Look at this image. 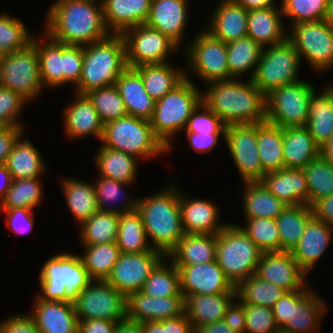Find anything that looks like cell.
<instances>
[{
    "label": "cell",
    "mask_w": 333,
    "mask_h": 333,
    "mask_svg": "<svg viewBox=\"0 0 333 333\" xmlns=\"http://www.w3.org/2000/svg\"><path fill=\"white\" fill-rule=\"evenodd\" d=\"M3 53L0 51V62H1V60H2V58H3Z\"/></svg>",
    "instance_id": "obj_79"
},
{
    "label": "cell",
    "mask_w": 333,
    "mask_h": 333,
    "mask_svg": "<svg viewBox=\"0 0 333 333\" xmlns=\"http://www.w3.org/2000/svg\"><path fill=\"white\" fill-rule=\"evenodd\" d=\"M0 211L6 215V228H9L17 236L20 234H28L30 231H33V215L35 213L33 209L19 207Z\"/></svg>",
    "instance_id": "obj_61"
},
{
    "label": "cell",
    "mask_w": 333,
    "mask_h": 333,
    "mask_svg": "<svg viewBox=\"0 0 333 333\" xmlns=\"http://www.w3.org/2000/svg\"><path fill=\"white\" fill-rule=\"evenodd\" d=\"M255 275L287 292L311 287L307 282L308 274L298 265L290 251L262 253Z\"/></svg>",
    "instance_id": "obj_18"
},
{
    "label": "cell",
    "mask_w": 333,
    "mask_h": 333,
    "mask_svg": "<svg viewBox=\"0 0 333 333\" xmlns=\"http://www.w3.org/2000/svg\"><path fill=\"white\" fill-rule=\"evenodd\" d=\"M127 68L125 42L121 34L83 46V65L75 93L85 95L91 90L115 85Z\"/></svg>",
    "instance_id": "obj_4"
},
{
    "label": "cell",
    "mask_w": 333,
    "mask_h": 333,
    "mask_svg": "<svg viewBox=\"0 0 333 333\" xmlns=\"http://www.w3.org/2000/svg\"><path fill=\"white\" fill-rule=\"evenodd\" d=\"M327 84L333 90V82L332 83H327Z\"/></svg>",
    "instance_id": "obj_77"
},
{
    "label": "cell",
    "mask_w": 333,
    "mask_h": 333,
    "mask_svg": "<svg viewBox=\"0 0 333 333\" xmlns=\"http://www.w3.org/2000/svg\"><path fill=\"white\" fill-rule=\"evenodd\" d=\"M192 38L186 43L183 49L185 51L182 53V55L185 53L183 56L187 64L185 75L192 72V76L195 75L204 84L234 79L228 68L226 43L215 38L205 29Z\"/></svg>",
    "instance_id": "obj_9"
},
{
    "label": "cell",
    "mask_w": 333,
    "mask_h": 333,
    "mask_svg": "<svg viewBox=\"0 0 333 333\" xmlns=\"http://www.w3.org/2000/svg\"><path fill=\"white\" fill-rule=\"evenodd\" d=\"M202 102L225 126L266 121L265 95L251 79H230L205 84Z\"/></svg>",
    "instance_id": "obj_2"
},
{
    "label": "cell",
    "mask_w": 333,
    "mask_h": 333,
    "mask_svg": "<svg viewBox=\"0 0 333 333\" xmlns=\"http://www.w3.org/2000/svg\"><path fill=\"white\" fill-rule=\"evenodd\" d=\"M29 313L40 333H78L79 320L73 303L44 301L36 294Z\"/></svg>",
    "instance_id": "obj_26"
},
{
    "label": "cell",
    "mask_w": 333,
    "mask_h": 333,
    "mask_svg": "<svg viewBox=\"0 0 333 333\" xmlns=\"http://www.w3.org/2000/svg\"><path fill=\"white\" fill-rule=\"evenodd\" d=\"M81 246L84 249L79 256L90 278L92 280L106 281L121 254L117 243Z\"/></svg>",
    "instance_id": "obj_47"
},
{
    "label": "cell",
    "mask_w": 333,
    "mask_h": 333,
    "mask_svg": "<svg viewBox=\"0 0 333 333\" xmlns=\"http://www.w3.org/2000/svg\"><path fill=\"white\" fill-rule=\"evenodd\" d=\"M5 126L0 122V131L4 128Z\"/></svg>",
    "instance_id": "obj_80"
},
{
    "label": "cell",
    "mask_w": 333,
    "mask_h": 333,
    "mask_svg": "<svg viewBox=\"0 0 333 333\" xmlns=\"http://www.w3.org/2000/svg\"><path fill=\"white\" fill-rule=\"evenodd\" d=\"M126 309L129 320L161 321L184 314V297H150L138 291L127 296Z\"/></svg>",
    "instance_id": "obj_27"
},
{
    "label": "cell",
    "mask_w": 333,
    "mask_h": 333,
    "mask_svg": "<svg viewBox=\"0 0 333 333\" xmlns=\"http://www.w3.org/2000/svg\"><path fill=\"white\" fill-rule=\"evenodd\" d=\"M303 171L308 187V205L333 194V165L321 156L307 164Z\"/></svg>",
    "instance_id": "obj_52"
},
{
    "label": "cell",
    "mask_w": 333,
    "mask_h": 333,
    "mask_svg": "<svg viewBox=\"0 0 333 333\" xmlns=\"http://www.w3.org/2000/svg\"><path fill=\"white\" fill-rule=\"evenodd\" d=\"M180 276L181 293L212 295L236 292V287L227 279L216 260L198 265H175Z\"/></svg>",
    "instance_id": "obj_19"
},
{
    "label": "cell",
    "mask_w": 333,
    "mask_h": 333,
    "mask_svg": "<svg viewBox=\"0 0 333 333\" xmlns=\"http://www.w3.org/2000/svg\"><path fill=\"white\" fill-rule=\"evenodd\" d=\"M314 289L293 291V314L281 329L284 333H319L322 318L328 308L325 300Z\"/></svg>",
    "instance_id": "obj_22"
},
{
    "label": "cell",
    "mask_w": 333,
    "mask_h": 333,
    "mask_svg": "<svg viewBox=\"0 0 333 333\" xmlns=\"http://www.w3.org/2000/svg\"><path fill=\"white\" fill-rule=\"evenodd\" d=\"M315 85L300 80L272 89L265 95L266 121L282 128L305 127L309 116V100Z\"/></svg>",
    "instance_id": "obj_11"
},
{
    "label": "cell",
    "mask_w": 333,
    "mask_h": 333,
    "mask_svg": "<svg viewBox=\"0 0 333 333\" xmlns=\"http://www.w3.org/2000/svg\"><path fill=\"white\" fill-rule=\"evenodd\" d=\"M283 20L281 6L249 10L247 36L262 47L281 43L288 33Z\"/></svg>",
    "instance_id": "obj_29"
},
{
    "label": "cell",
    "mask_w": 333,
    "mask_h": 333,
    "mask_svg": "<svg viewBox=\"0 0 333 333\" xmlns=\"http://www.w3.org/2000/svg\"><path fill=\"white\" fill-rule=\"evenodd\" d=\"M83 65V46L64 44V85L79 83Z\"/></svg>",
    "instance_id": "obj_60"
},
{
    "label": "cell",
    "mask_w": 333,
    "mask_h": 333,
    "mask_svg": "<svg viewBox=\"0 0 333 333\" xmlns=\"http://www.w3.org/2000/svg\"><path fill=\"white\" fill-rule=\"evenodd\" d=\"M42 33V38L34 35L32 39L38 53L42 85L44 89L61 88L64 86V44Z\"/></svg>",
    "instance_id": "obj_32"
},
{
    "label": "cell",
    "mask_w": 333,
    "mask_h": 333,
    "mask_svg": "<svg viewBox=\"0 0 333 333\" xmlns=\"http://www.w3.org/2000/svg\"><path fill=\"white\" fill-rule=\"evenodd\" d=\"M100 144L128 153L140 161L168 153V148L155 135L150 121L131 115L105 123Z\"/></svg>",
    "instance_id": "obj_7"
},
{
    "label": "cell",
    "mask_w": 333,
    "mask_h": 333,
    "mask_svg": "<svg viewBox=\"0 0 333 333\" xmlns=\"http://www.w3.org/2000/svg\"><path fill=\"white\" fill-rule=\"evenodd\" d=\"M246 220V221H245ZM238 225L253 243L264 252H280L281 238L275 219L248 218Z\"/></svg>",
    "instance_id": "obj_53"
},
{
    "label": "cell",
    "mask_w": 333,
    "mask_h": 333,
    "mask_svg": "<svg viewBox=\"0 0 333 333\" xmlns=\"http://www.w3.org/2000/svg\"><path fill=\"white\" fill-rule=\"evenodd\" d=\"M318 92L314 89L309 100V116L305 126L321 147L333 136V90L327 85Z\"/></svg>",
    "instance_id": "obj_36"
},
{
    "label": "cell",
    "mask_w": 333,
    "mask_h": 333,
    "mask_svg": "<svg viewBox=\"0 0 333 333\" xmlns=\"http://www.w3.org/2000/svg\"><path fill=\"white\" fill-rule=\"evenodd\" d=\"M189 0H152L150 14L145 24L160 31L180 49L183 43L188 18ZM184 48H181L182 46Z\"/></svg>",
    "instance_id": "obj_21"
},
{
    "label": "cell",
    "mask_w": 333,
    "mask_h": 333,
    "mask_svg": "<svg viewBox=\"0 0 333 333\" xmlns=\"http://www.w3.org/2000/svg\"><path fill=\"white\" fill-rule=\"evenodd\" d=\"M91 1H96L102 4L104 0H91Z\"/></svg>",
    "instance_id": "obj_78"
},
{
    "label": "cell",
    "mask_w": 333,
    "mask_h": 333,
    "mask_svg": "<svg viewBox=\"0 0 333 333\" xmlns=\"http://www.w3.org/2000/svg\"><path fill=\"white\" fill-rule=\"evenodd\" d=\"M289 27L287 39L299 53L301 62L305 59L316 74L333 69L332 25L321 20L295 23Z\"/></svg>",
    "instance_id": "obj_12"
},
{
    "label": "cell",
    "mask_w": 333,
    "mask_h": 333,
    "mask_svg": "<svg viewBox=\"0 0 333 333\" xmlns=\"http://www.w3.org/2000/svg\"><path fill=\"white\" fill-rule=\"evenodd\" d=\"M205 28L212 36L228 44L247 36L248 10L234 0H219Z\"/></svg>",
    "instance_id": "obj_23"
},
{
    "label": "cell",
    "mask_w": 333,
    "mask_h": 333,
    "mask_svg": "<svg viewBox=\"0 0 333 333\" xmlns=\"http://www.w3.org/2000/svg\"><path fill=\"white\" fill-rule=\"evenodd\" d=\"M313 217L309 205L287 206L275 219L281 238V251H290L298 244L308 221Z\"/></svg>",
    "instance_id": "obj_45"
},
{
    "label": "cell",
    "mask_w": 333,
    "mask_h": 333,
    "mask_svg": "<svg viewBox=\"0 0 333 333\" xmlns=\"http://www.w3.org/2000/svg\"><path fill=\"white\" fill-rule=\"evenodd\" d=\"M242 182L264 177L257 143V123L233 124L225 128L224 139Z\"/></svg>",
    "instance_id": "obj_16"
},
{
    "label": "cell",
    "mask_w": 333,
    "mask_h": 333,
    "mask_svg": "<svg viewBox=\"0 0 333 333\" xmlns=\"http://www.w3.org/2000/svg\"><path fill=\"white\" fill-rule=\"evenodd\" d=\"M261 182L288 206L308 205V187L303 169L284 168L267 172Z\"/></svg>",
    "instance_id": "obj_28"
},
{
    "label": "cell",
    "mask_w": 333,
    "mask_h": 333,
    "mask_svg": "<svg viewBox=\"0 0 333 333\" xmlns=\"http://www.w3.org/2000/svg\"><path fill=\"white\" fill-rule=\"evenodd\" d=\"M152 0H104L103 15L111 34L145 24L150 14Z\"/></svg>",
    "instance_id": "obj_30"
},
{
    "label": "cell",
    "mask_w": 333,
    "mask_h": 333,
    "mask_svg": "<svg viewBox=\"0 0 333 333\" xmlns=\"http://www.w3.org/2000/svg\"><path fill=\"white\" fill-rule=\"evenodd\" d=\"M42 182L40 178L13 179L11 187L0 202V210L19 207L33 210L39 208L44 198Z\"/></svg>",
    "instance_id": "obj_50"
},
{
    "label": "cell",
    "mask_w": 333,
    "mask_h": 333,
    "mask_svg": "<svg viewBox=\"0 0 333 333\" xmlns=\"http://www.w3.org/2000/svg\"><path fill=\"white\" fill-rule=\"evenodd\" d=\"M245 318L243 303L236 298L228 307L223 321L235 332L244 333L245 331Z\"/></svg>",
    "instance_id": "obj_64"
},
{
    "label": "cell",
    "mask_w": 333,
    "mask_h": 333,
    "mask_svg": "<svg viewBox=\"0 0 333 333\" xmlns=\"http://www.w3.org/2000/svg\"><path fill=\"white\" fill-rule=\"evenodd\" d=\"M284 19L290 26L301 22L325 20L329 0H280Z\"/></svg>",
    "instance_id": "obj_56"
},
{
    "label": "cell",
    "mask_w": 333,
    "mask_h": 333,
    "mask_svg": "<svg viewBox=\"0 0 333 333\" xmlns=\"http://www.w3.org/2000/svg\"><path fill=\"white\" fill-rule=\"evenodd\" d=\"M325 20L333 26V0H329L328 10L325 17Z\"/></svg>",
    "instance_id": "obj_76"
},
{
    "label": "cell",
    "mask_w": 333,
    "mask_h": 333,
    "mask_svg": "<svg viewBox=\"0 0 333 333\" xmlns=\"http://www.w3.org/2000/svg\"><path fill=\"white\" fill-rule=\"evenodd\" d=\"M311 209L314 217L333 226V194L316 201Z\"/></svg>",
    "instance_id": "obj_68"
},
{
    "label": "cell",
    "mask_w": 333,
    "mask_h": 333,
    "mask_svg": "<svg viewBox=\"0 0 333 333\" xmlns=\"http://www.w3.org/2000/svg\"><path fill=\"white\" fill-rule=\"evenodd\" d=\"M333 241V226L312 217L298 244L291 250L292 257L298 265L308 274L322 259L329 244Z\"/></svg>",
    "instance_id": "obj_25"
},
{
    "label": "cell",
    "mask_w": 333,
    "mask_h": 333,
    "mask_svg": "<svg viewBox=\"0 0 333 333\" xmlns=\"http://www.w3.org/2000/svg\"><path fill=\"white\" fill-rule=\"evenodd\" d=\"M165 333H194V328L184 313L175 318L165 319Z\"/></svg>",
    "instance_id": "obj_69"
},
{
    "label": "cell",
    "mask_w": 333,
    "mask_h": 333,
    "mask_svg": "<svg viewBox=\"0 0 333 333\" xmlns=\"http://www.w3.org/2000/svg\"><path fill=\"white\" fill-rule=\"evenodd\" d=\"M287 291L274 283L262 280L257 275H252L243 280L237 287V298L242 303L272 308L273 305Z\"/></svg>",
    "instance_id": "obj_51"
},
{
    "label": "cell",
    "mask_w": 333,
    "mask_h": 333,
    "mask_svg": "<svg viewBox=\"0 0 333 333\" xmlns=\"http://www.w3.org/2000/svg\"><path fill=\"white\" fill-rule=\"evenodd\" d=\"M73 304L78 320L127 318V297L104 280H93Z\"/></svg>",
    "instance_id": "obj_15"
},
{
    "label": "cell",
    "mask_w": 333,
    "mask_h": 333,
    "mask_svg": "<svg viewBox=\"0 0 333 333\" xmlns=\"http://www.w3.org/2000/svg\"><path fill=\"white\" fill-rule=\"evenodd\" d=\"M4 165L12 179L42 178L48 168L39 149L24 134L13 145Z\"/></svg>",
    "instance_id": "obj_34"
},
{
    "label": "cell",
    "mask_w": 333,
    "mask_h": 333,
    "mask_svg": "<svg viewBox=\"0 0 333 333\" xmlns=\"http://www.w3.org/2000/svg\"><path fill=\"white\" fill-rule=\"evenodd\" d=\"M97 175L127 184H134L139 172V159L124 153L99 145L94 156Z\"/></svg>",
    "instance_id": "obj_35"
},
{
    "label": "cell",
    "mask_w": 333,
    "mask_h": 333,
    "mask_svg": "<svg viewBox=\"0 0 333 333\" xmlns=\"http://www.w3.org/2000/svg\"><path fill=\"white\" fill-rule=\"evenodd\" d=\"M276 324L281 330L291 320L293 314V292H286L273 307Z\"/></svg>",
    "instance_id": "obj_66"
},
{
    "label": "cell",
    "mask_w": 333,
    "mask_h": 333,
    "mask_svg": "<svg viewBox=\"0 0 333 333\" xmlns=\"http://www.w3.org/2000/svg\"><path fill=\"white\" fill-rule=\"evenodd\" d=\"M119 214L95 212L79 226L81 245L105 244L117 241Z\"/></svg>",
    "instance_id": "obj_48"
},
{
    "label": "cell",
    "mask_w": 333,
    "mask_h": 333,
    "mask_svg": "<svg viewBox=\"0 0 333 333\" xmlns=\"http://www.w3.org/2000/svg\"><path fill=\"white\" fill-rule=\"evenodd\" d=\"M40 269V291L36 295L44 301L74 303L78 294L93 281L79 254L71 252L54 254Z\"/></svg>",
    "instance_id": "obj_6"
},
{
    "label": "cell",
    "mask_w": 333,
    "mask_h": 333,
    "mask_svg": "<svg viewBox=\"0 0 333 333\" xmlns=\"http://www.w3.org/2000/svg\"><path fill=\"white\" fill-rule=\"evenodd\" d=\"M301 63L299 53L286 39L263 47L251 80L266 95L272 89L300 81Z\"/></svg>",
    "instance_id": "obj_10"
},
{
    "label": "cell",
    "mask_w": 333,
    "mask_h": 333,
    "mask_svg": "<svg viewBox=\"0 0 333 333\" xmlns=\"http://www.w3.org/2000/svg\"><path fill=\"white\" fill-rule=\"evenodd\" d=\"M74 101L61 112L63 129L69 139H83L93 136L101 141L104 124L101 122L92 102L86 95L75 93Z\"/></svg>",
    "instance_id": "obj_24"
},
{
    "label": "cell",
    "mask_w": 333,
    "mask_h": 333,
    "mask_svg": "<svg viewBox=\"0 0 333 333\" xmlns=\"http://www.w3.org/2000/svg\"><path fill=\"white\" fill-rule=\"evenodd\" d=\"M0 85L19 94L28 103L43 93L38 53L33 43L4 54L0 62Z\"/></svg>",
    "instance_id": "obj_13"
},
{
    "label": "cell",
    "mask_w": 333,
    "mask_h": 333,
    "mask_svg": "<svg viewBox=\"0 0 333 333\" xmlns=\"http://www.w3.org/2000/svg\"><path fill=\"white\" fill-rule=\"evenodd\" d=\"M12 176L5 165H0V202L11 187Z\"/></svg>",
    "instance_id": "obj_73"
},
{
    "label": "cell",
    "mask_w": 333,
    "mask_h": 333,
    "mask_svg": "<svg viewBox=\"0 0 333 333\" xmlns=\"http://www.w3.org/2000/svg\"><path fill=\"white\" fill-rule=\"evenodd\" d=\"M140 292L158 298L184 297L178 269L167 257L164 258L151 272Z\"/></svg>",
    "instance_id": "obj_49"
},
{
    "label": "cell",
    "mask_w": 333,
    "mask_h": 333,
    "mask_svg": "<svg viewBox=\"0 0 333 333\" xmlns=\"http://www.w3.org/2000/svg\"><path fill=\"white\" fill-rule=\"evenodd\" d=\"M194 333H235L223 320L194 328Z\"/></svg>",
    "instance_id": "obj_70"
},
{
    "label": "cell",
    "mask_w": 333,
    "mask_h": 333,
    "mask_svg": "<svg viewBox=\"0 0 333 333\" xmlns=\"http://www.w3.org/2000/svg\"><path fill=\"white\" fill-rule=\"evenodd\" d=\"M167 258L174 265H198L216 260V235L185 234Z\"/></svg>",
    "instance_id": "obj_38"
},
{
    "label": "cell",
    "mask_w": 333,
    "mask_h": 333,
    "mask_svg": "<svg viewBox=\"0 0 333 333\" xmlns=\"http://www.w3.org/2000/svg\"><path fill=\"white\" fill-rule=\"evenodd\" d=\"M33 35L20 18L0 12V51L3 54L26 48L32 43Z\"/></svg>",
    "instance_id": "obj_54"
},
{
    "label": "cell",
    "mask_w": 333,
    "mask_h": 333,
    "mask_svg": "<svg viewBox=\"0 0 333 333\" xmlns=\"http://www.w3.org/2000/svg\"><path fill=\"white\" fill-rule=\"evenodd\" d=\"M25 132V127H4L0 131V165L5 164L13 145Z\"/></svg>",
    "instance_id": "obj_65"
},
{
    "label": "cell",
    "mask_w": 333,
    "mask_h": 333,
    "mask_svg": "<svg viewBox=\"0 0 333 333\" xmlns=\"http://www.w3.org/2000/svg\"><path fill=\"white\" fill-rule=\"evenodd\" d=\"M164 258L166 256L155 249L144 253H121L106 281L127 297L142 289Z\"/></svg>",
    "instance_id": "obj_17"
},
{
    "label": "cell",
    "mask_w": 333,
    "mask_h": 333,
    "mask_svg": "<svg viewBox=\"0 0 333 333\" xmlns=\"http://www.w3.org/2000/svg\"><path fill=\"white\" fill-rule=\"evenodd\" d=\"M116 324L105 319L79 320L78 333H114Z\"/></svg>",
    "instance_id": "obj_67"
},
{
    "label": "cell",
    "mask_w": 333,
    "mask_h": 333,
    "mask_svg": "<svg viewBox=\"0 0 333 333\" xmlns=\"http://www.w3.org/2000/svg\"><path fill=\"white\" fill-rule=\"evenodd\" d=\"M243 305L246 313L244 333H277L280 331L272 308L250 303H243Z\"/></svg>",
    "instance_id": "obj_57"
},
{
    "label": "cell",
    "mask_w": 333,
    "mask_h": 333,
    "mask_svg": "<svg viewBox=\"0 0 333 333\" xmlns=\"http://www.w3.org/2000/svg\"><path fill=\"white\" fill-rule=\"evenodd\" d=\"M103 124L127 115L124 101L115 85L91 90L85 94Z\"/></svg>",
    "instance_id": "obj_55"
},
{
    "label": "cell",
    "mask_w": 333,
    "mask_h": 333,
    "mask_svg": "<svg viewBox=\"0 0 333 333\" xmlns=\"http://www.w3.org/2000/svg\"><path fill=\"white\" fill-rule=\"evenodd\" d=\"M143 333H165V319L142 322Z\"/></svg>",
    "instance_id": "obj_74"
},
{
    "label": "cell",
    "mask_w": 333,
    "mask_h": 333,
    "mask_svg": "<svg viewBox=\"0 0 333 333\" xmlns=\"http://www.w3.org/2000/svg\"><path fill=\"white\" fill-rule=\"evenodd\" d=\"M242 206L244 219H276L288 206L272 195L261 181L243 182Z\"/></svg>",
    "instance_id": "obj_41"
},
{
    "label": "cell",
    "mask_w": 333,
    "mask_h": 333,
    "mask_svg": "<svg viewBox=\"0 0 333 333\" xmlns=\"http://www.w3.org/2000/svg\"><path fill=\"white\" fill-rule=\"evenodd\" d=\"M96 176L97 179L95 177L93 184L98 211L122 214L137 209L139 198L133 197L131 194L128 196L124 192V186L131 187L133 184Z\"/></svg>",
    "instance_id": "obj_42"
},
{
    "label": "cell",
    "mask_w": 333,
    "mask_h": 333,
    "mask_svg": "<svg viewBox=\"0 0 333 333\" xmlns=\"http://www.w3.org/2000/svg\"><path fill=\"white\" fill-rule=\"evenodd\" d=\"M263 47L246 36L227 44V61L230 75L241 79L240 75L251 79L259 62ZM249 74V75H247Z\"/></svg>",
    "instance_id": "obj_44"
},
{
    "label": "cell",
    "mask_w": 333,
    "mask_h": 333,
    "mask_svg": "<svg viewBox=\"0 0 333 333\" xmlns=\"http://www.w3.org/2000/svg\"><path fill=\"white\" fill-rule=\"evenodd\" d=\"M198 88L195 81L185 75L178 86L155 101L150 123L155 135L168 148V153L173 149L175 134L185 130L189 118L202 103V90Z\"/></svg>",
    "instance_id": "obj_5"
},
{
    "label": "cell",
    "mask_w": 333,
    "mask_h": 333,
    "mask_svg": "<svg viewBox=\"0 0 333 333\" xmlns=\"http://www.w3.org/2000/svg\"><path fill=\"white\" fill-rule=\"evenodd\" d=\"M0 333H40L33 317L27 313L10 315L0 321Z\"/></svg>",
    "instance_id": "obj_62"
},
{
    "label": "cell",
    "mask_w": 333,
    "mask_h": 333,
    "mask_svg": "<svg viewBox=\"0 0 333 333\" xmlns=\"http://www.w3.org/2000/svg\"><path fill=\"white\" fill-rule=\"evenodd\" d=\"M116 243L121 253H144L153 249L137 209L119 214Z\"/></svg>",
    "instance_id": "obj_46"
},
{
    "label": "cell",
    "mask_w": 333,
    "mask_h": 333,
    "mask_svg": "<svg viewBox=\"0 0 333 333\" xmlns=\"http://www.w3.org/2000/svg\"><path fill=\"white\" fill-rule=\"evenodd\" d=\"M175 185L170 182L155 194L140 196L137 206L150 245L166 257L185 235L179 206L180 189Z\"/></svg>",
    "instance_id": "obj_3"
},
{
    "label": "cell",
    "mask_w": 333,
    "mask_h": 333,
    "mask_svg": "<svg viewBox=\"0 0 333 333\" xmlns=\"http://www.w3.org/2000/svg\"><path fill=\"white\" fill-rule=\"evenodd\" d=\"M257 143L264 173L284 169L282 127L267 121L257 123Z\"/></svg>",
    "instance_id": "obj_43"
},
{
    "label": "cell",
    "mask_w": 333,
    "mask_h": 333,
    "mask_svg": "<svg viewBox=\"0 0 333 333\" xmlns=\"http://www.w3.org/2000/svg\"><path fill=\"white\" fill-rule=\"evenodd\" d=\"M115 86L124 101L127 115L151 120L155 109V100L146 92L141 75L127 67L118 77Z\"/></svg>",
    "instance_id": "obj_33"
},
{
    "label": "cell",
    "mask_w": 333,
    "mask_h": 333,
    "mask_svg": "<svg viewBox=\"0 0 333 333\" xmlns=\"http://www.w3.org/2000/svg\"><path fill=\"white\" fill-rule=\"evenodd\" d=\"M188 143L193 148L194 151L200 154H208L210 151H213L214 147L218 146L217 144L221 139L224 138L225 134H197V133H186Z\"/></svg>",
    "instance_id": "obj_63"
},
{
    "label": "cell",
    "mask_w": 333,
    "mask_h": 333,
    "mask_svg": "<svg viewBox=\"0 0 333 333\" xmlns=\"http://www.w3.org/2000/svg\"><path fill=\"white\" fill-rule=\"evenodd\" d=\"M179 206L185 234L217 235L229 223L220 221L218 204L211 199L188 197L181 188Z\"/></svg>",
    "instance_id": "obj_20"
},
{
    "label": "cell",
    "mask_w": 333,
    "mask_h": 333,
    "mask_svg": "<svg viewBox=\"0 0 333 333\" xmlns=\"http://www.w3.org/2000/svg\"><path fill=\"white\" fill-rule=\"evenodd\" d=\"M236 292L212 295H191L184 298V313L193 328L223 320Z\"/></svg>",
    "instance_id": "obj_31"
},
{
    "label": "cell",
    "mask_w": 333,
    "mask_h": 333,
    "mask_svg": "<svg viewBox=\"0 0 333 333\" xmlns=\"http://www.w3.org/2000/svg\"><path fill=\"white\" fill-rule=\"evenodd\" d=\"M320 156V147L306 127L283 128L284 168L303 169Z\"/></svg>",
    "instance_id": "obj_37"
},
{
    "label": "cell",
    "mask_w": 333,
    "mask_h": 333,
    "mask_svg": "<svg viewBox=\"0 0 333 333\" xmlns=\"http://www.w3.org/2000/svg\"><path fill=\"white\" fill-rule=\"evenodd\" d=\"M47 11L43 32L56 42L85 46L111 35L99 2L55 0Z\"/></svg>",
    "instance_id": "obj_1"
},
{
    "label": "cell",
    "mask_w": 333,
    "mask_h": 333,
    "mask_svg": "<svg viewBox=\"0 0 333 333\" xmlns=\"http://www.w3.org/2000/svg\"><path fill=\"white\" fill-rule=\"evenodd\" d=\"M65 177V178H64ZM60 179L67 207L78 227L98 211L96 192L93 182L89 183L75 177L64 176Z\"/></svg>",
    "instance_id": "obj_39"
},
{
    "label": "cell",
    "mask_w": 333,
    "mask_h": 333,
    "mask_svg": "<svg viewBox=\"0 0 333 333\" xmlns=\"http://www.w3.org/2000/svg\"><path fill=\"white\" fill-rule=\"evenodd\" d=\"M121 35L125 42L126 64L130 68L166 63L170 55L180 50L167 36L146 24L129 28Z\"/></svg>",
    "instance_id": "obj_14"
},
{
    "label": "cell",
    "mask_w": 333,
    "mask_h": 333,
    "mask_svg": "<svg viewBox=\"0 0 333 333\" xmlns=\"http://www.w3.org/2000/svg\"><path fill=\"white\" fill-rule=\"evenodd\" d=\"M27 104L19 94L0 85V122L5 127H25L20 114Z\"/></svg>",
    "instance_id": "obj_59"
},
{
    "label": "cell",
    "mask_w": 333,
    "mask_h": 333,
    "mask_svg": "<svg viewBox=\"0 0 333 333\" xmlns=\"http://www.w3.org/2000/svg\"><path fill=\"white\" fill-rule=\"evenodd\" d=\"M238 5L242 6L246 10L252 9H264L273 6H281L276 4V0H234Z\"/></svg>",
    "instance_id": "obj_71"
},
{
    "label": "cell",
    "mask_w": 333,
    "mask_h": 333,
    "mask_svg": "<svg viewBox=\"0 0 333 333\" xmlns=\"http://www.w3.org/2000/svg\"><path fill=\"white\" fill-rule=\"evenodd\" d=\"M225 128L222 120L202 102L189 118L184 132L225 134Z\"/></svg>",
    "instance_id": "obj_58"
},
{
    "label": "cell",
    "mask_w": 333,
    "mask_h": 333,
    "mask_svg": "<svg viewBox=\"0 0 333 333\" xmlns=\"http://www.w3.org/2000/svg\"><path fill=\"white\" fill-rule=\"evenodd\" d=\"M320 156L333 165V136L320 147Z\"/></svg>",
    "instance_id": "obj_75"
},
{
    "label": "cell",
    "mask_w": 333,
    "mask_h": 333,
    "mask_svg": "<svg viewBox=\"0 0 333 333\" xmlns=\"http://www.w3.org/2000/svg\"><path fill=\"white\" fill-rule=\"evenodd\" d=\"M262 252L236 224L229 222L216 235V262L237 287L255 275Z\"/></svg>",
    "instance_id": "obj_8"
},
{
    "label": "cell",
    "mask_w": 333,
    "mask_h": 333,
    "mask_svg": "<svg viewBox=\"0 0 333 333\" xmlns=\"http://www.w3.org/2000/svg\"><path fill=\"white\" fill-rule=\"evenodd\" d=\"M177 67L166 62L141 65L134 69L141 75L146 92L157 101L185 79V69Z\"/></svg>",
    "instance_id": "obj_40"
},
{
    "label": "cell",
    "mask_w": 333,
    "mask_h": 333,
    "mask_svg": "<svg viewBox=\"0 0 333 333\" xmlns=\"http://www.w3.org/2000/svg\"><path fill=\"white\" fill-rule=\"evenodd\" d=\"M114 333H143L142 323L126 318L117 322Z\"/></svg>",
    "instance_id": "obj_72"
}]
</instances>
